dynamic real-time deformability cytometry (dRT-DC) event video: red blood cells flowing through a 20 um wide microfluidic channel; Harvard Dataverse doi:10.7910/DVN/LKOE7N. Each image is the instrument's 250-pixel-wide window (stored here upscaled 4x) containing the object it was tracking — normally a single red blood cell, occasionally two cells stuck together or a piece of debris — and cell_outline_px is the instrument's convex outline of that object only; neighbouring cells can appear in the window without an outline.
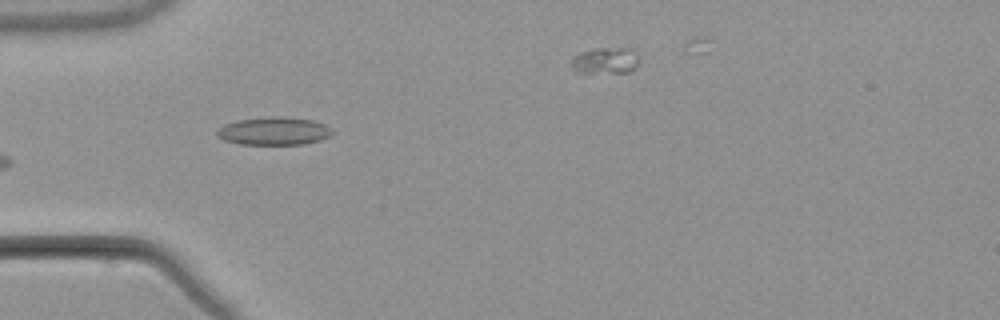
{"species": "common noctule bat (a hibernating species)", "species_latin": "Nyctalus noctula", "temperature_condition": "warm", "stored_images_in_passage": 8, "camera_frame_rate_fps": 3000, "um_per_image_px": 0.085, "animal": {"sex": "male", "body_mass_g": 21.5, "forearm_length_mm": 52.0}, "frame": {"image": 1, "passage_image": 6, "time_ms": 6.0, "image_size_px": [1000, 320], "cell_outline_px": [[336, 132], [320, 140], [304, 144], [240, 144], [224, 140], [216, 132], [224, 124], [236, 120], [272, 116], [284, 116], [312, 120], [324, 124], [332, 128]], "centroid_in_image_um": [23.32, 11.13], "position_along_channel_um": 61.7, "area_um2": 18.79}}